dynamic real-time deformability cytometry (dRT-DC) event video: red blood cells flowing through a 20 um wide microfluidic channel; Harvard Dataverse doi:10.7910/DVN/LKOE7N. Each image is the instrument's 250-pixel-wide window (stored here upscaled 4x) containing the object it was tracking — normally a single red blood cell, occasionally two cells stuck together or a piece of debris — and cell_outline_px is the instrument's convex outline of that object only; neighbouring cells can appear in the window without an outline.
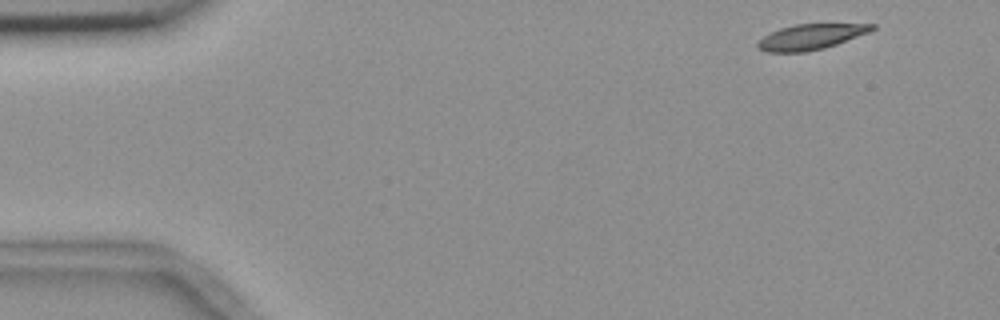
{"species": "common noctule bat (a hibernating species)", "species_latin": "Nyctalus noctula", "temperature_condition": "room temperature", "stored_images_in_passage": 52, "camera_frame_rate_fps": 3000, "um_per_image_px": 0.085, "animal": {"sex": "female", "body_mass_g": 18.4}, "frame": {"image": 1, "passage_image": 1, "time_ms": 0.0, "image_size_px": [1000, 320], "cell_outline_px": [[876, 28], [868, 32], [836, 44], [824, 48], [808, 52], [768, 52], [756, 48], [756, 44], [764, 36], [780, 28], [796, 24], [876, 24]], "centroid_in_image_um": [68.89, 3.14], "position_along_channel_um": 16.1, "area_um2": 16.76}}
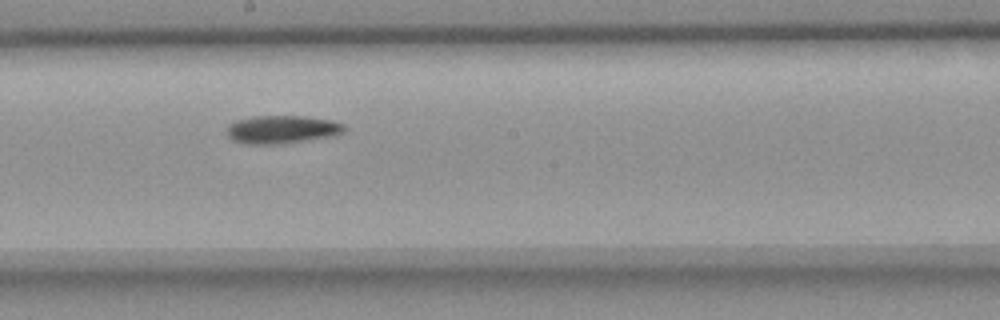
{"frame": {"image": 2, "passage_image": 27, "time_ms": 8.667, "image_size_px": [1000, 320], "cell_outline_px": [[344, 132], [328, 136], [276, 144], [244, 144], [232, 140], [228, 136], [228, 124], [236, 120], [252, 116], [304, 116], [332, 120], [344, 124]], "centroid_in_image_um": [23.91, 10.99], "position_along_channel_um": 224.3, "area_um2": 18.96}}
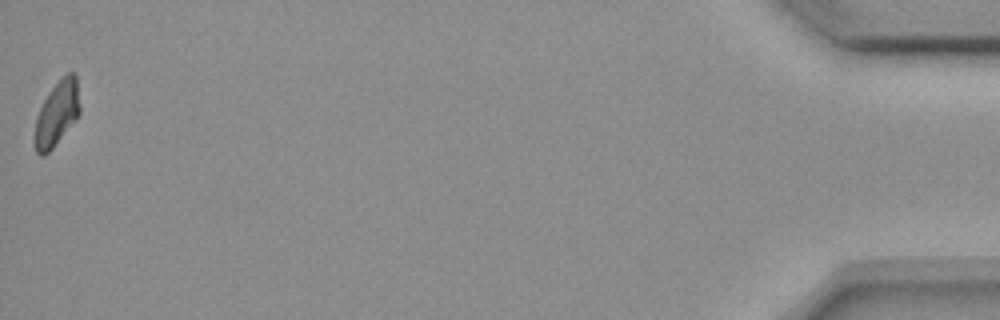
{"frame": {"image": 3, "passage_image": 52, "time_ms": 17.0, "image_size_px": [1000, 320], "cell_outline_px": [[80, 112], [52, 148], [44, 156], [40, 156], [36, 152], [36, 116], [48, 92], [68, 72], [76, 72], [80, 104]], "centroid_in_image_um": [4.86, 9.6], "position_along_channel_um": 430.3, "area_um2": 16.47}, "authors_computed_cell_mechanics": {"area_um2": 18.3804, "velocity_mm_per_s": 3.6284, "shape_relaxation_time_tau1_ms": 7.8945, "shape_relaxation_time_tau2_ms": null, "deformation_change_tau1": 0.1615, "deformation_change_tau2": null}}